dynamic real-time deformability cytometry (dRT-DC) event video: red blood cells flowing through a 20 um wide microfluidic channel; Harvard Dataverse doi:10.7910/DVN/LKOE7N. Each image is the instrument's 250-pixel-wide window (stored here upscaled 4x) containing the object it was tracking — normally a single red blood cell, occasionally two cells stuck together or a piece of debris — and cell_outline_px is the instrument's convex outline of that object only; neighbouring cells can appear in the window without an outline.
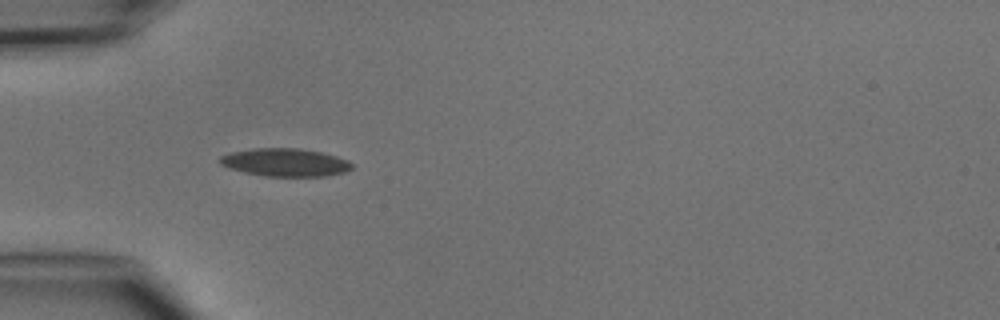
{"species": "common noctule bat (a hibernating species)", "species_latin": "Nyctalus noctula", "temperature_condition": "cold", "stored_images_in_passage": 6, "camera_frame_rate_fps": 3000, "um_per_image_px": 0.085, "animal": {"sex": "male", "body_mass_g": 15.6}, "frame": {"image": 1, "passage_image": 3, "time_ms": 3.333, "image_size_px": [1000, 320], "cell_outline_px": [[352, 168], [344, 172], [324, 176], [264, 176], [244, 172], [228, 168], [220, 164], [216, 160], [220, 156], [232, 152], [252, 148], [300, 148], [320, 152], [336, 156], [348, 160], [352, 164]], "centroid_in_image_um": [24.19, 13.8], "position_along_channel_um": 60.8, "area_um2": 21.56}}
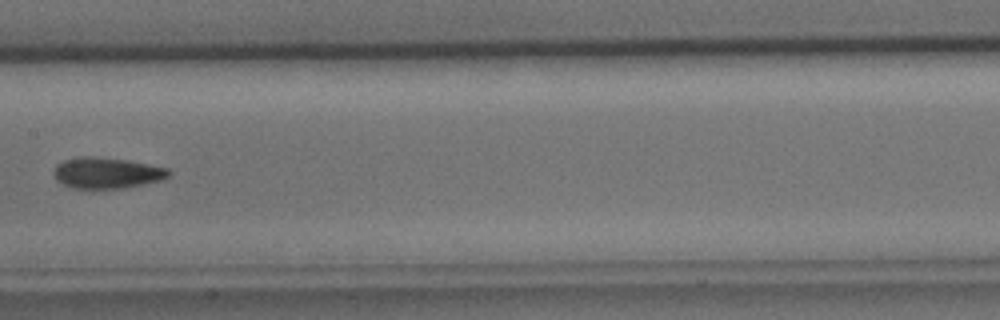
{"frame": {"image": 2, "passage_image": 6, "time_ms": 6.667, "image_size_px": [1000, 320], "cell_outline_px": [[172, 172], [164, 180], [120, 188], [72, 188], [56, 180], [52, 172], [56, 164], [64, 160], [80, 156], [92, 156], [128, 160], [168, 168]], "centroid_in_image_um": [9.07, 14.69], "position_along_channel_um": 198.3, "area_um2": 20.81}}